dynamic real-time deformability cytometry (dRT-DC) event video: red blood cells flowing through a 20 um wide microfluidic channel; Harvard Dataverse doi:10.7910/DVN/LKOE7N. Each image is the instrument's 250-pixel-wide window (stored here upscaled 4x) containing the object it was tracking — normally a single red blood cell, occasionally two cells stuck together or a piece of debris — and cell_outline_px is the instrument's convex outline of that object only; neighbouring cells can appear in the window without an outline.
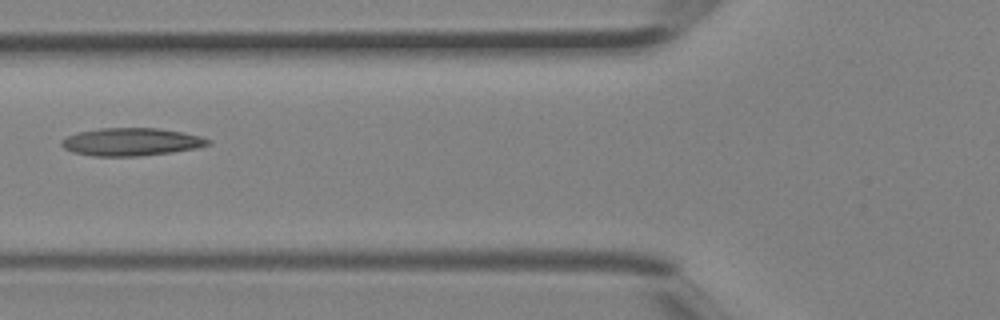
{"species": "Egyptian fruit bat (a non-hibernating species)", "species_latin": "Rousettus aegyptiacus", "temperature_condition": "room temperature", "stored_images_in_passage": 4, "camera_frame_rate_fps": 3000, "um_per_image_px": 0.085, "animal": {"sex": "female"}, "frame": {"image": 1, "passage_image": 4, "time_ms": 1.0, "image_size_px": [1000, 320], "cell_outline_px": [[212, 144], [196, 148], [172, 152], [136, 156], [96, 156], [72, 152], [64, 148], [60, 144], [68, 136], [80, 132], [100, 128], [160, 128], [184, 132], [200, 136], [212, 140]], "centroid_in_image_um": [11.22, 12.05], "position_along_channel_um": 114.6, "area_um2": 23.64}}